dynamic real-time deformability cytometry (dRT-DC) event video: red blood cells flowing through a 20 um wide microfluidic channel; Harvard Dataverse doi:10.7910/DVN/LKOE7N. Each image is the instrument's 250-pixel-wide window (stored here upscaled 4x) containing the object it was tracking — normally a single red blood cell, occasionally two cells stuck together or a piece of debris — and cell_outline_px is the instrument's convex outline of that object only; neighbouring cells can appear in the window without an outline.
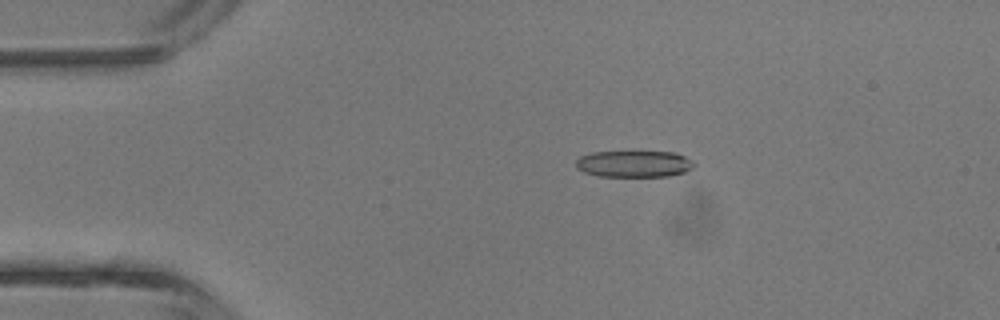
{"species": "common noctule bat (a hibernating species)", "species_latin": "Nyctalus noctula", "temperature_condition": "room temperature", "stored_images_in_passage": 4, "camera_frame_rate_fps": 3000, "um_per_image_px": 0.085, "animal": {"sex": "male", "body_mass_g": 13.3}, "frame": {"image": 1, "passage_image": 3, "time_ms": 2.333, "image_size_px": [1000, 320], "cell_outline_px": [[696, 164], [692, 168], [684, 172], [668, 176], [596, 176], [584, 172], [576, 168], [576, 160], [580, 156], [592, 152], [676, 152], [692, 160]], "centroid_in_image_um": [53.88, 13.93], "position_along_channel_um": 31.1, "area_um2": 18.32}}